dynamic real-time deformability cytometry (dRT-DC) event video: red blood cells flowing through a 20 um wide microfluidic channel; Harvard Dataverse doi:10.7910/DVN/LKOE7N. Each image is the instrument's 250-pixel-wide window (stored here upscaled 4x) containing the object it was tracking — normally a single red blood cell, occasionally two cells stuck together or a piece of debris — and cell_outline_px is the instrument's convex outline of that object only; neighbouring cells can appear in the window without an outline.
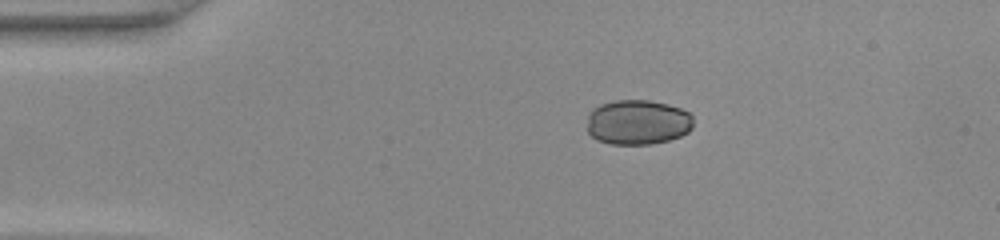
{"species": "common noctule bat (a hibernating species)", "species_latin": "Nyctalus noctula", "temperature_condition": "warm", "stored_images_in_passage": 9, "camera_frame_rate_fps": 3000, "um_per_image_px": 0.085, "animal": {"sex": "female", "body_mass_g": 22.0, "forearm_length_mm": 56.7}, "frame": {"image": 1, "passage_image": 1, "time_ms": 0.0, "image_size_px": [1000, 240], "cell_outline_px": [[692, 128], [688, 132], [680, 136], [668, 140], [652, 144], [608, 144], [596, 140], [588, 132], [588, 116], [592, 108], [600, 104], [616, 100], [648, 100], [668, 104], [680, 108], [688, 112], [692, 116]], "centroid_in_image_um": [54.19, 10.39], "position_along_channel_um": 30.8, "area_um2": 27.98}}
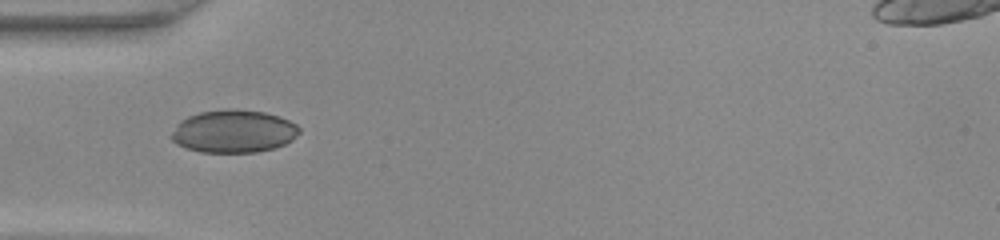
{"frame": {"image": 2, "passage_image": 7, "time_ms": 2.0, "image_size_px": [1000, 240], "cell_outline_px": [[300, 132], [292, 140], [276, 148], [256, 152], [200, 152], [176, 144], [172, 140], [172, 132], [176, 124], [180, 120], [188, 116], [200, 112], [228, 108], [264, 112], [288, 120], [296, 124], [300, 128]], "centroid_in_image_um": [19.85, 11.16], "position_along_channel_um": 65.2, "area_um2": 31.85}}